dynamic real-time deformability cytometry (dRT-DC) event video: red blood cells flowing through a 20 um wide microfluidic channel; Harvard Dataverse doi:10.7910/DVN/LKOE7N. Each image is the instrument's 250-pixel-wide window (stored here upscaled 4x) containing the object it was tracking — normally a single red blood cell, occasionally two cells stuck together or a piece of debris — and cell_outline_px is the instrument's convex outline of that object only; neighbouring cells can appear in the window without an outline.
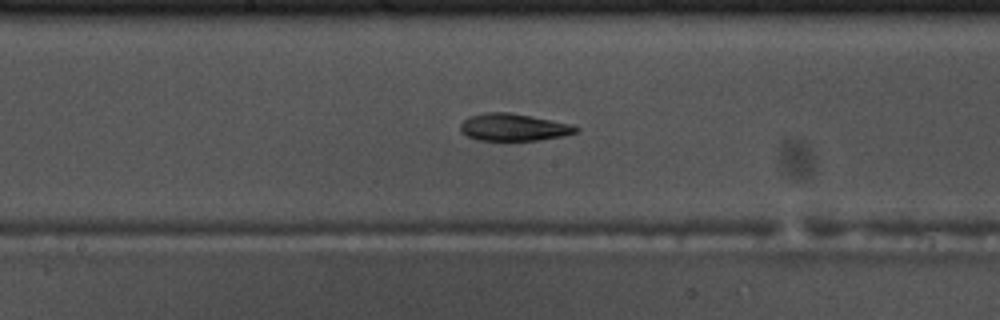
{"species": "common noctule bat (a hibernating species)", "species_latin": "Nyctalus noctula", "temperature_condition": "warm", "stored_images_in_passage": 55, "camera_frame_rate_fps": 3000, "um_per_image_px": 0.085, "animal": {"sex": "male", "body_mass_g": 17.5, "forearm_length_mm": 52.3}, "frame": {"image": 1, "passage_image": 29, "time_ms": 9.333, "image_size_px": [1000, 320], "cell_outline_px": [[580, 132], [564, 136], [540, 140], [480, 140], [468, 136], [460, 132], [460, 124], [468, 116], [484, 112], [512, 112], [572, 124], [580, 128]], "centroid_in_image_um": [43.68, 10.81], "position_along_channel_um": 204.5, "area_um2": 18.61}}
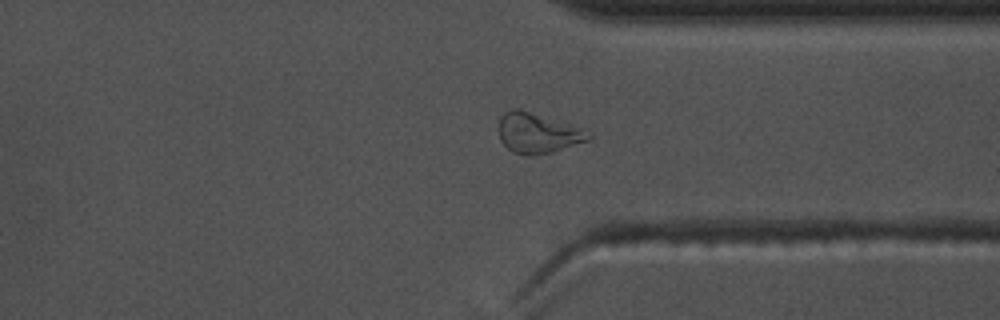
{"frame": {"image": 2, "passage_image": 42, "time_ms": 13.667, "image_size_px": [1000, 320], "cell_outline_px": [[592, 140], [552, 152], [536, 156], [528, 156], [512, 152], [500, 140], [500, 116], [504, 112], [516, 108], [520, 108], [592, 132]], "centroid_in_image_um": [45.73, 11.33], "position_along_channel_um": 365.7, "area_um2": 21.1}}
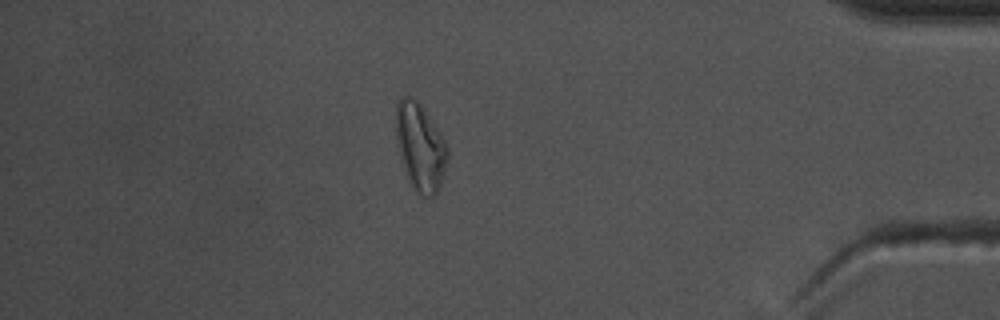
{"frame": {"image": 3, "passage_image": 48, "time_ms": 15.667, "image_size_px": [1000, 320], "cell_outline_px": [[448, 160], [440, 184], [436, 192], [432, 196], [424, 196], [412, 188], [408, 180], [400, 160], [396, 140], [396, 104], [400, 96], [412, 96], [420, 104], [432, 120], [444, 140], [448, 148]], "centroid_in_image_um": [35.69, 12.47], "position_along_channel_um": 399.5, "area_um2": 26.3}, "authors_computed_cell_mechanics": {"area_um2": 19.2474, "velocity_mm_per_s": 3.7346, "shape_relaxation_time_tau1_ms": null, "shape_relaxation_time_tau2_ms": 5.2993, "deformation_change_tau1": null, "deformation_change_tau2": 0.1562}}